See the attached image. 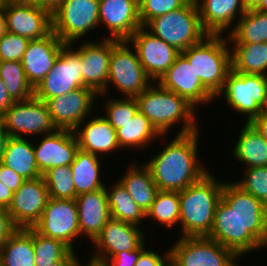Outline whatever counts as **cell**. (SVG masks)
Listing matches in <instances>:
<instances>
[{
  "label": "cell",
  "mask_w": 267,
  "mask_h": 266,
  "mask_svg": "<svg viewBox=\"0 0 267 266\" xmlns=\"http://www.w3.org/2000/svg\"><path fill=\"white\" fill-rule=\"evenodd\" d=\"M240 259L267 247V207L234 182H224L221 199L207 236Z\"/></svg>",
  "instance_id": "cell-1"
},
{
  "label": "cell",
  "mask_w": 267,
  "mask_h": 266,
  "mask_svg": "<svg viewBox=\"0 0 267 266\" xmlns=\"http://www.w3.org/2000/svg\"><path fill=\"white\" fill-rule=\"evenodd\" d=\"M199 131L174 136L168 145L145 161L158 190L182 191L209 172L198 152Z\"/></svg>",
  "instance_id": "cell-2"
},
{
  "label": "cell",
  "mask_w": 267,
  "mask_h": 266,
  "mask_svg": "<svg viewBox=\"0 0 267 266\" xmlns=\"http://www.w3.org/2000/svg\"><path fill=\"white\" fill-rule=\"evenodd\" d=\"M138 108L154 128L166 135L174 125L182 127L176 135L196 132L199 129L197 118L199 113L185 98L173 91L163 88L158 82H153L136 97ZM196 110V111H195Z\"/></svg>",
  "instance_id": "cell-3"
},
{
  "label": "cell",
  "mask_w": 267,
  "mask_h": 266,
  "mask_svg": "<svg viewBox=\"0 0 267 266\" xmlns=\"http://www.w3.org/2000/svg\"><path fill=\"white\" fill-rule=\"evenodd\" d=\"M223 185L224 182L217 180L209 171L199 181L179 191L180 237L209 235Z\"/></svg>",
  "instance_id": "cell-4"
},
{
  "label": "cell",
  "mask_w": 267,
  "mask_h": 266,
  "mask_svg": "<svg viewBox=\"0 0 267 266\" xmlns=\"http://www.w3.org/2000/svg\"><path fill=\"white\" fill-rule=\"evenodd\" d=\"M181 54L193 67L202 84L216 96L223 89L227 74L232 70L228 38L208 34Z\"/></svg>",
  "instance_id": "cell-5"
},
{
  "label": "cell",
  "mask_w": 267,
  "mask_h": 266,
  "mask_svg": "<svg viewBox=\"0 0 267 266\" xmlns=\"http://www.w3.org/2000/svg\"><path fill=\"white\" fill-rule=\"evenodd\" d=\"M144 27L180 53L208 35L202 27L195 0H189L180 9L151 19Z\"/></svg>",
  "instance_id": "cell-6"
},
{
  "label": "cell",
  "mask_w": 267,
  "mask_h": 266,
  "mask_svg": "<svg viewBox=\"0 0 267 266\" xmlns=\"http://www.w3.org/2000/svg\"><path fill=\"white\" fill-rule=\"evenodd\" d=\"M130 46L127 40H119L112 47L107 85L98 97H107L113 84L122 97L136 98L153 83Z\"/></svg>",
  "instance_id": "cell-7"
},
{
  "label": "cell",
  "mask_w": 267,
  "mask_h": 266,
  "mask_svg": "<svg viewBox=\"0 0 267 266\" xmlns=\"http://www.w3.org/2000/svg\"><path fill=\"white\" fill-rule=\"evenodd\" d=\"M99 27V0H63L52 14V31L65 44L80 42Z\"/></svg>",
  "instance_id": "cell-8"
},
{
  "label": "cell",
  "mask_w": 267,
  "mask_h": 266,
  "mask_svg": "<svg viewBox=\"0 0 267 266\" xmlns=\"http://www.w3.org/2000/svg\"><path fill=\"white\" fill-rule=\"evenodd\" d=\"M267 76L245 74L231 70L226 77L223 89L215 96L226 100L228 107L243 114L245 122L251 123L260 113Z\"/></svg>",
  "instance_id": "cell-9"
},
{
  "label": "cell",
  "mask_w": 267,
  "mask_h": 266,
  "mask_svg": "<svg viewBox=\"0 0 267 266\" xmlns=\"http://www.w3.org/2000/svg\"><path fill=\"white\" fill-rule=\"evenodd\" d=\"M4 128L9 136L30 135L41 137L57 130L52 121L46 102L32 96L24 101H14L1 115Z\"/></svg>",
  "instance_id": "cell-10"
},
{
  "label": "cell",
  "mask_w": 267,
  "mask_h": 266,
  "mask_svg": "<svg viewBox=\"0 0 267 266\" xmlns=\"http://www.w3.org/2000/svg\"><path fill=\"white\" fill-rule=\"evenodd\" d=\"M169 250L179 266H239L240 261L232 250L207 236L179 237Z\"/></svg>",
  "instance_id": "cell-11"
},
{
  "label": "cell",
  "mask_w": 267,
  "mask_h": 266,
  "mask_svg": "<svg viewBox=\"0 0 267 266\" xmlns=\"http://www.w3.org/2000/svg\"><path fill=\"white\" fill-rule=\"evenodd\" d=\"M76 42L66 44L40 84L34 89V96L44 102L84 87L80 54L74 49Z\"/></svg>",
  "instance_id": "cell-12"
},
{
  "label": "cell",
  "mask_w": 267,
  "mask_h": 266,
  "mask_svg": "<svg viewBox=\"0 0 267 266\" xmlns=\"http://www.w3.org/2000/svg\"><path fill=\"white\" fill-rule=\"evenodd\" d=\"M78 207L75 199L49 198L43 214L33 229L39 234L60 240L72 250L75 240L81 239L78 225Z\"/></svg>",
  "instance_id": "cell-13"
},
{
  "label": "cell",
  "mask_w": 267,
  "mask_h": 266,
  "mask_svg": "<svg viewBox=\"0 0 267 266\" xmlns=\"http://www.w3.org/2000/svg\"><path fill=\"white\" fill-rule=\"evenodd\" d=\"M127 41L132 44L143 69L153 82H157L163 76L180 54L144 26L137 29Z\"/></svg>",
  "instance_id": "cell-14"
},
{
  "label": "cell",
  "mask_w": 267,
  "mask_h": 266,
  "mask_svg": "<svg viewBox=\"0 0 267 266\" xmlns=\"http://www.w3.org/2000/svg\"><path fill=\"white\" fill-rule=\"evenodd\" d=\"M142 229L111 218L93 241L95 253L92 251L89 259L104 264L117 253L136 250L146 240Z\"/></svg>",
  "instance_id": "cell-15"
},
{
  "label": "cell",
  "mask_w": 267,
  "mask_h": 266,
  "mask_svg": "<svg viewBox=\"0 0 267 266\" xmlns=\"http://www.w3.org/2000/svg\"><path fill=\"white\" fill-rule=\"evenodd\" d=\"M97 99L98 94L93 89L82 87L50 98L46 104L56 128L73 131L87 117L95 114L93 109Z\"/></svg>",
  "instance_id": "cell-16"
},
{
  "label": "cell",
  "mask_w": 267,
  "mask_h": 266,
  "mask_svg": "<svg viewBox=\"0 0 267 266\" xmlns=\"http://www.w3.org/2000/svg\"><path fill=\"white\" fill-rule=\"evenodd\" d=\"M157 82L163 88L185 98L196 109L200 108L199 106H210L216 99L202 84L193 67L181 53Z\"/></svg>",
  "instance_id": "cell-17"
},
{
  "label": "cell",
  "mask_w": 267,
  "mask_h": 266,
  "mask_svg": "<svg viewBox=\"0 0 267 266\" xmlns=\"http://www.w3.org/2000/svg\"><path fill=\"white\" fill-rule=\"evenodd\" d=\"M49 192L43 176L25 180L13 193L9 215L17 228H33L39 221L49 200Z\"/></svg>",
  "instance_id": "cell-18"
},
{
  "label": "cell",
  "mask_w": 267,
  "mask_h": 266,
  "mask_svg": "<svg viewBox=\"0 0 267 266\" xmlns=\"http://www.w3.org/2000/svg\"><path fill=\"white\" fill-rule=\"evenodd\" d=\"M87 39L74 49L80 54L84 87L101 94L107 85L112 47L119 40L102 38L96 42Z\"/></svg>",
  "instance_id": "cell-19"
},
{
  "label": "cell",
  "mask_w": 267,
  "mask_h": 266,
  "mask_svg": "<svg viewBox=\"0 0 267 266\" xmlns=\"http://www.w3.org/2000/svg\"><path fill=\"white\" fill-rule=\"evenodd\" d=\"M42 136L38 144L32 141L35 160L41 175L51 168L67 166L74 161L79 146L72 130L57 129Z\"/></svg>",
  "instance_id": "cell-20"
},
{
  "label": "cell",
  "mask_w": 267,
  "mask_h": 266,
  "mask_svg": "<svg viewBox=\"0 0 267 266\" xmlns=\"http://www.w3.org/2000/svg\"><path fill=\"white\" fill-rule=\"evenodd\" d=\"M107 27L103 38L128 40L142 27L138 0H99V26Z\"/></svg>",
  "instance_id": "cell-21"
},
{
  "label": "cell",
  "mask_w": 267,
  "mask_h": 266,
  "mask_svg": "<svg viewBox=\"0 0 267 266\" xmlns=\"http://www.w3.org/2000/svg\"><path fill=\"white\" fill-rule=\"evenodd\" d=\"M4 14L9 33L36 40L52 32V14L34 4H6Z\"/></svg>",
  "instance_id": "cell-22"
},
{
  "label": "cell",
  "mask_w": 267,
  "mask_h": 266,
  "mask_svg": "<svg viewBox=\"0 0 267 266\" xmlns=\"http://www.w3.org/2000/svg\"><path fill=\"white\" fill-rule=\"evenodd\" d=\"M65 45L53 31L42 39L30 40L21 62L27 81L33 89L53 68Z\"/></svg>",
  "instance_id": "cell-23"
},
{
  "label": "cell",
  "mask_w": 267,
  "mask_h": 266,
  "mask_svg": "<svg viewBox=\"0 0 267 266\" xmlns=\"http://www.w3.org/2000/svg\"><path fill=\"white\" fill-rule=\"evenodd\" d=\"M86 119L73 130L81 150L97 156L108 155L107 157L120 150L116 130L102 114L91 115Z\"/></svg>",
  "instance_id": "cell-24"
},
{
  "label": "cell",
  "mask_w": 267,
  "mask_h": 266,
  "mask_svg": "<svg viewBox=\"0 0 267 266\" xmlns=\"http://www.w3.org/2000/svg\"><path fill=\"white\" fill-rule=\"evenodd\" d=\"M195 2L203 29L212 35H224L225 30H227L225 34H228L237 20L247 11L243 0H195Z\"/></svg>",
  "instance_id": "cell-25"
},
{
  "label": "cell",
  "mask_w": 267,
  "mask_h": 266,
  "mask_svg": "<svg viewBox=\"0 0 267 266\" xmlns=\"http://www.w3.org/2000/svg\"><path fill=\"white\" fill-rule=\"evenodd\" d=\"M78 207L80 235L92 242L111 219L106 189H100L75 198Z\"/></svg>",
  "instance_id": "cell-26"
},
{
  "label": "cell",
  "mask_w": 267,
  "mask_h": 266,
  "mask_svg": "<svg viewBox=\"0 0 267 266\" xmlns=\"http://www.w3.org/2000/svg\"><path fill=\"white\" fill-rule=\"evenodd\" d=\"M125 174L118 181L128 191L134 202L146 213L155 200L159 191L149 169L143 164L136 165V159L132 160Z\"/></svg>",
  "instance_id": "cell-27"
},
{
  "label": "cell",
  "mask_w": 267,
  "mask_h": 266,
  "mask_svg": "<svg viewBox=\"0 0 267 266\" xmlns=\"http://www.w3.org/2000/svg\"><path fill=\"white\" fill-rule=\"evenodd\" d=\"M100 156L77 150L74 161L70 164L76 196L105 188L101 172Z\"/></svg>",
  "instance_id": "cell-28"
},
{
  "label": "cell",
  "mask_w": 267,
  "mask_h": 266,
  "mask_svg": "<svg viewBox=\"0 0 267 266\" xmlns=\"http://www.w3.org/2000/svg\"><path fill=\"white\" fill-rule=\"evenodd\" d=\"M28 138L10 136L1 163L14 170L25 180L36 179L40 176L33 143Z\"/></svg>",
  "instance_id": "cell-29"
},
{
  "label": "cell",
  "mask_w": 267,
  "mask_h": 266,
  "mask_svg": "<svg viewBox=\"0 0 267 266\" xmlns=\"http://www.w3.org/2000/svg\"><path fill=\"white\" fill-rule=\"evenodd\" d=\"M233 155L246 168L267 166V142L252 123L244 122Z\"/></svg>",
  "instance_id": "cell-30"
},
{
  "label": "cell",
  "mask_w": 267,
  "mask_h": 266,
  "mask_svg": "<svg viewBox=\"0 0 267 266\" xmlns=\"http://www.w3.org/2000/svg\"><path fill=\"white\" fill-rule=\"evenodd\" d=\"M116 134L120 149H129V151L130 148L134 151L137 149L144 151L145 148L147 149V145H151V142H155L157 138L162 137L164 139L163 137H166V135H161L140 111L135 114L132 120L121 125V128L116 130Z\"/></svg>",
  "instance_id": "cell-31"
},
{
  "label": "cell",
  "mask_w": 267,
  "mask_h": 266,
  "mask_svg": "<svg viewBox=\"0 0 267 266\" xmlns=\"http://www.w3.org/2000/svg\"><path fill=\"white\" fill-rule=\"evenodd\" d=\"M234 72L267 76V42L230 44Z\"/></svg>",
  "instance_id": "cell-32"
},
{
  "label": "cell",
  "mask_w": 267,
  "mask_h": 266,
  "mask_svg": "<svg viewBox=\"0 0 267 266\" xmlns=\"http://www.w3.org/2000/svg\"><path fill=\"white\" fill-rule=\"evenodd\" d=\"M33 228H18L0 250L1 266H35Z\"/></svg>",
  "instance_id": "cell-33"
},
{
  "label": "cell",
  "mask_w": 267,
  "mask_h": 266,
  "mask_svg": "<svg viewBox=\"0 0 267 266\" xmlns=\"http://www.w3.org/2000/svg\"><path fill=\"white\" fill-rule=\"evenodd\" d=\"M225 36L229 44L267 42V13L255 8L247 9Z\"/></svg>",
  "instance_id": "cell-34"
},
{
  "label": "cell",
  "mask_w": 267,
  "mask_h": 266,
  "mask_svg": "<svg viewBox=\"0 0 267 266\" xmlns=\"http://www.w3.org/2000/svg\"><path fill=\"white\" fill-rule=\"evenodd\" d=\"M105 189L111 218L141 227L143 220L146 221V213L134 202L124 186L116 180Z\"/></svg>",
  "instance_id": "cell-35"
},
{
  "label": "cell",
  "mask_w": 267,
  "mask_h": 266,
  "mask_svg": "<svg viewBox=\"0 0 267 266\" xmlns=\"http://www.w3.org/2000/svg\"><path fill=\"white\" fill-rule=\"evenodd\" d=\"M146 219H153L155 222L157 221V223L169 229L175 226L179 227V192L159 190L151 208L146 212Z\"/></svg>",
  "instance_id": "cell-36"
},
{
  "label": "cell",
  "mask_w": 267,
  "mask_h": 266,
  "mask_svg": "<svg viewBox=\"0 0 267 266\" xmlns=\"http://www.w3.org/2000/svg\"><path fill=\"white\" fill-rule=\"evenodd\" d=\"M0 78L14 101H24L34 96V89L27 81L22 62L0 61Z\"/></svg>",
  "instance_id": "cell-37"
},
{
  "label": "cell",
  "mask_w": 267,
  "mask_h": 266,
  "mask_svg": "<svg viewBox=\"0 0 267 266\" xmlns=\"http://www.w3.org/2000/svg\"><path fill=\"white\" fill-rule=\"evenodd\" d=\"M35 266H48L63 259L72 249L64 242L45 237L33 229Z\"/></svg>",
  "instance_id": "cell-38"
},
{
  "label": "cell",
  "mask_w": 267,
  "mask_h": 266,
  "mask_svg": "<svg viewBox=\"0 0 267 266\" xmlns=\"http://www.w3.org/2000/svg\"><path fill=\"white\" fill-rule=\"evenodd\" d=\"M42 176L50 198L75 199L77 197L70 165L51 168Z\"/></svg>",
  "instance_id": "cell-39"
},
{
  "label": "cell",
  "mask_w": 267,
  "mask_h": 266,
  "mask_svg": "<svg viewBox=\"0 0 267 266\" xmlns=\"http://www.w3.org/2000/svg\"><path fill=\"white\" fill-rule=\"evenodd\" d=\"M117 97H108L103 105L104 109H102L103 111L105 110L104 112L106 114L104 116V112H102L103 117L115 130L121 128V125L127 123L129 120H132L135 114L139 111L136 98H122L121 95Z\"/></svg>",
  "instance_id": "cell-40"
},
{
  "label": "cell",
  "mask_w": 267,
  "mask_h": 266,
  "mask_svg": "<svg viewBox=\"0 0 267 266\" xmlns=\"http://www.w3.org/2000/svg\"><path fill=\"white\" fill-rule=\"evenodd\" d=\"M244 173L234 183L267 207V166L246 168Z\"/></svg>",
  "instance_id": "cell-41"
},
{
  "label": "cell",
  "mask_w": 267,
  "mask_h": 266,
  "mask_svg": "<svg viewBox=\"0 0 267 266\" xmlns=\"http://www.w3.org/2000/svg\"><path fill=\"white\" fill-rule=\"evenodd\" d=\"M189 0H138L139 17L142 26H145L151 19L180 9Z\"/></svg>",
  "instance_id": "cell-42"
},
{
  "label": "cell",
  "mask_w": 267,
  "mask_h": 266,
  "mask_svg": "<svg viewBox=\"0 0 267 266\" xmlns=\"http://www.w3.org/2000/svg\"><path fill=\"white\" fill-rule=\"evenodd\" d=\"M30 39L6 32L0 38V61L21 62Z\"/></svg>",
  "instance_id": "cell-43"
},
{
  "label": "cell",
  "mask_w": 267,
  "mask_h": 266,
  "mask_svg": "<svg viewBox=\"0 0 267 266\" xmlns=\"http://www.w3.org/2000/svg\"><path fill=\"white\" fill-rule=\"evenodd\" d=\"M145 241L136 249L130 251H122L114 257L109 258L105 266H135L140 254L147 248Z\"/></svg>",
  "instance_id": "cell-44"
},
{
  "label": "cell",
  "mask_w": 267,
  "mask_h": 266,
  "mask_svg": "<svg viewBox=\"0 0 267 266\" xmlns=\"http://www.w3.org/2000/svg\"><path fill=\"white\" fill-rule=\"evenodd\" d=\"M170 257V250H166V253H160L156 250H148L146 248L139 256L135 266H162L163 263Z\"/></svg>",
  "instance_id": "cell-45"
},
{
  "label": "cell",
  "mask_w": 267,
  "mask_h": 266,
  "mask_svg": "<svg viewBox=\"0 0 267 266\" xmlns=\"http://www.w3.org/2000/svg\"><path fill=\"white\" fill-rule=\"evenodd\" d=\"M25 179L18 175L14 170L0 162V182H2L12 192H16L23 184Z\"/></svg>",
  "instance_id": "cell-46"
},
{
  "label": "cell",
  "mask_w": 267,
  "mask_h": 266,
  "mask_svg": "<svg viewBox=\"0 0 267 266\" xmlns=\"http://www.w3.org/2000/svg\"><path fill=\"white\" fill-rule=\"evenodd\" d=\"M17 229L7 209L0 207V250L5 246L7 239Z\"/></svg>",
  "instance_id": "cell-47"
},
{
  "label": "cell",
  "mask_w": 267,
  "mask_h": 266,
  "mask_svg": "<svg viewBox=\"0 0 267 266\" xmlns=\"http://www.w3.org/2000/svg\"><path fill=\"white\" fill-rule=\"evenodd\" d=\"M14 102L9 96L3 80L0 78V115Z\"/></svg>",
  "instance_id": "cell-48"
},
{
  "label": "cell",
  "mask_w": 267,
  "mask_h": 266,
  "mask_svg": "<svg viewBox=\"0 0 267 266\" xmlns=\"http://www.w3.org/2000/svg\"><path fill=\"white\" fill-rule=\"evenodd\" d=\"M251 123L267 142V113H260Z\"/></svg>",
  "instance_id": "cell-49"
},
{
  "label": "cell",
  "mask_w": 267,
  "mask_h": 266,
  "mask_svg": "<svg viewBox=\"0 0 267 266\" xmlns=\"http://www.w3.org/2000/svg\"><path fill=\"white\" fill-rule=\"evenodd\" d=\"M75 253H77V251L71 250L63 259L48 266H79L81 260L78 259Z\"/></svg>",
  "instance_id": "cell-50"
},
{
  "label": "cell",
  "mask_w": 267,
  "mask_h": 266,
  "mask_svg": "<svg viewBox=\"0 0 267 266\" xmlns=\"http://www.w3.org/2000/svg\"><path fill=\"white\" fill-rule=\"evenodd\" d=\"M13 193L8 187L0 182V207L7 209L12 201Z\"/></svg>",
  "instance_id": "cell-51"
},
{
  "label": "cell",
  "mask_w": 267,
  "mask_h": 266,
  "mask_svg": "<svg viewBox=\"0 0 267 266\" xmlns=\"http://www.w3.org/2000/svg\"><path fill=\"white\" fill-rule=\"evenodd\" d=\"M63 0H35V5L48 10L51 14L60 6Z\"/></svg>",
  "instance_id": "cell-52"
},
{
  "label": "cell",
  "mask_w": 267,
  "mask_h": 266,
  "mask_svg": "<svg viewBox=\"0 0 267 266\" xmlns=\"http://www.w3.org/2000/svg\"><path fill=\"white\" fill-rule=\"evenodd\" d=\"M9 137H10L9 134L7 130L4 128L3 122L0 119V162L2 161L5 147Z\"/></svg>",
  "instance_id": "cell-53"
},
{
  "label": "cell",
  "mask_w": 267,
  "mask_h": 266,
  "mask_svg": "<svg viewBox=\"0 0 267 266\" xmlns=\"http://www.w3.org/2000/svg\"><path fill=\"white\" fill-rule=\"evenodd\" d=\"M7 32L6 30V18L4 14V5L0 6V38Z\"/></svg>",
  "instance_id": "cell-54"
},
{
  "label": "cell",
  "mask_w": 267,
  "mask_h": 266,
  "mask_svg": "<svg viewBox=\"0 0 267 266\" xmlns=\"http://www.w3.org/2000/svg\"><path fill=\"white\" fill-rule=\"evenodd\" d=\"M1 3L3 5L6 4H34L35 0H1Z\"/></svg>",
  "instance_id": "cell-55"
},
{
  "label": "cell",
  "mask_w": 267,
  "mask_h": 266,
  "mask_svg": "<svg viewBox=\"0 0 267 266\" xmlns=\"http://www.w3.org/2000/svg\"><path fill=\"white\" fill-rule=\"evenodd\" d=\"M262 0H243L247 9L256 8Z\"/></svg>",
  "instance_id": "cell-56"
},
{
  "label": "cell",
  "mask_w": 267,
  "mask_h": 266,
  "mask_svg": "<svg viewBox=\"0 0 267 266\" xmlns=\"http://www.w3.org/2000/svg\"><path fill=\"white\" fill-rule=\"evenodd\" d=\"M260 108H261V113H267V86L264 92L263 101Z\"/></svg>",
  "instance_id": "cell-57"
},
{
  "label": "cell",
  "mask_w": 267,
  "mask_h": 266,
  "mask_svg": "<svg viewBox=\"0 0 267 266\" xmlns=\"http://www.w3.org/2000/svg\"><path fill=\"white\" fill-rule=\"evenodd\" d=\"M255 9L267 13V0H262L261 3Z\"/></svg>",
  "instance_id": "cell-58"
},
{
  "label": "cell",
  "mask_w": 267,
  "mask_h": 266,
  "mask_svg": "<svg viewBox=\"0 0 267 266\" xmlns=\"http://www.w3.org/2000/svg\"><path fill=\"white\" fill-rule=\"evenodd\" d=\"M82 263H80V265L79 266H105L103 263H100V262H96V261H93V260H89L88 259V263L87 264H82Z\"/></svg>",
  "instance_id": "cell-59"
},
{
  "label": "cell",
  "mask_w": 267,
  "mask_h": 266,
  "mask_svg": "<svg viewBox=\"0 0 267 266\" xmlns=\"http://www.w3.org/2000/svg\"><path fill=\"white\" fill-rule=\"evenodd\" d=\"M162 266H179L174 259L170 256L164 263Z\"/></svg>",
  "instance_id": "cell-60"
}]
</instances>
